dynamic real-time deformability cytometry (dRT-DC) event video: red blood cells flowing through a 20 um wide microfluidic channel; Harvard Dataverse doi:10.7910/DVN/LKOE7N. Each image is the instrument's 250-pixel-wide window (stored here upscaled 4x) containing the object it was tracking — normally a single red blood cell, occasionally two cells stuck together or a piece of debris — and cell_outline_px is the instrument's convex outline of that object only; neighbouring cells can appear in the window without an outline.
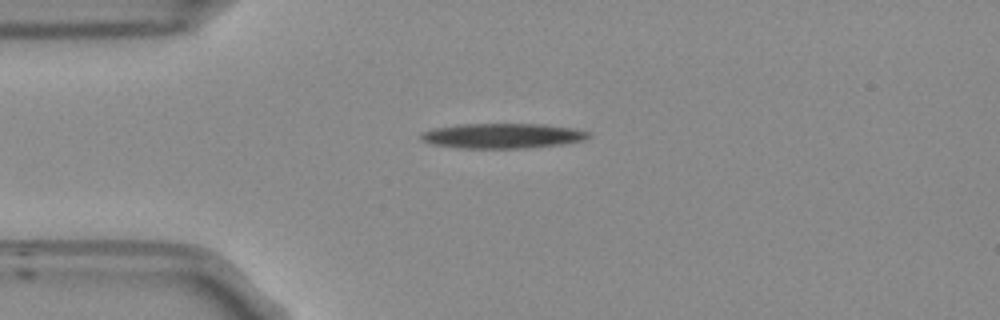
{"species": "Egyptian fruit bat (a non-hibernating species)", "species_latin": "Rousettus aegyptiacus", "temperature_condition": "room temperature", "stored_images_in_passage": 42, "camera_frame_rate_fps": 3000, "um_per_image_px": 0.085, "frame": {"image": 1, "passage_image": 1, "time_ms": 0.0, "image_size_px": [1000, 320], "cell_outline_px": [[588, 136], [580, 140], [560, 144], [524, 148], [460, 148], [432, 144], [420, 140], [420, 132], [436, 128], [460, 124], [540, 124], [572, 128], [588, 132]], "centroid_in_image_um": [42.6, 11.54], "position_along_channel_um": 42.4, "area_um2": 24.04}}
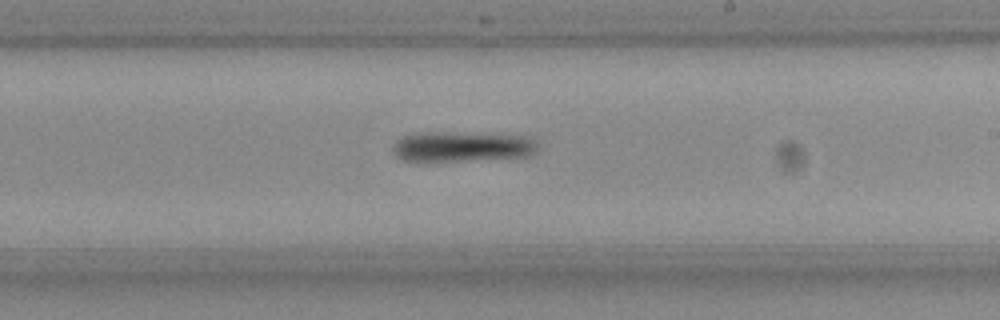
{"frame": {"image": 2, "passage_image": 19, "time_ms": 6.0, "image_size_px": [1000, 320], "cell_outline_px": [[536, 148], [528, 156], [456, 160], [404, 160], [396, 156], [392, 148], [404, 136], [412, 132], [452, 132], [532, 136], [536, 144]], "centroid_in_image_um": [39.27, 12.42], "position_along_channel_um": 249.7, "area_um2": 24.91}}
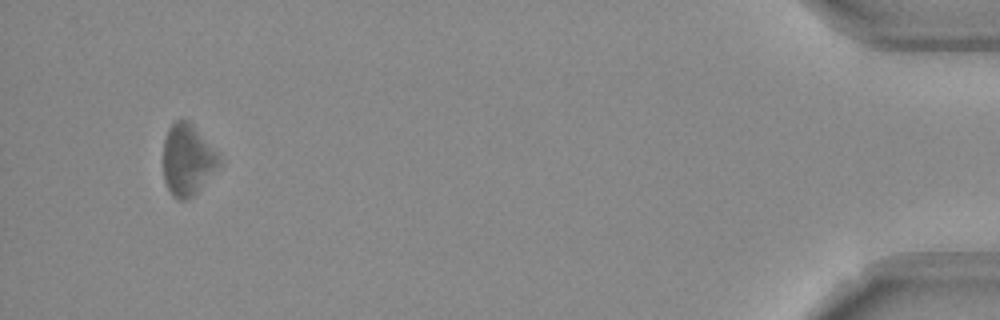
{"frame": {"image": 3, "passage_image": 39, "time_ms": 12.667, "image_size_px": [1000, 320], "cell_outline_px": [[224, 160], [196, 192], [188, 200], [180, 200], [172, 196], [164, 180], [164, 140], [168, 128], [176, 120], [188, 120], [192, 124]], "centroid_in_image_um": [15.94, 13.58], "position_along_channel_um": 419.3, "area_um2": 23.0}, "authors_computed_cell_mechanics": {"area_um2": 24.5361, "velocity_mm_per_s": 3.7602, "shape_relaxation_time_tau1_ms": 2.7279, "shape_relaxation_time_tau2_ms": null, "deformation_change_tau1": 0.0993, "deformation_change_tau2": null}}